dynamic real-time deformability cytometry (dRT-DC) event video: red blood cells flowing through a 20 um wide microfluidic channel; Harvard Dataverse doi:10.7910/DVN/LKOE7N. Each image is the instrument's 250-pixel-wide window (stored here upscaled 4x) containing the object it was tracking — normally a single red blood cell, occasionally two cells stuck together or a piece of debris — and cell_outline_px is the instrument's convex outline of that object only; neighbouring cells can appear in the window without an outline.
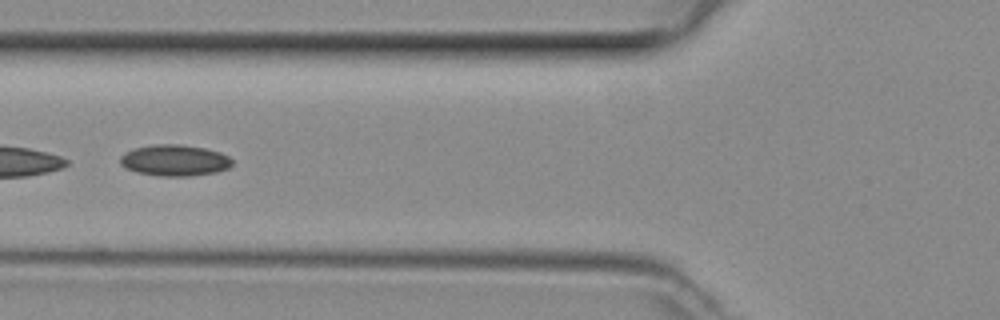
{"species": "common noctule bat (a hibernating species)", "species_latin": "Nyctalus noctula", "temperature_condition": "room temperature", "stored_images_in_passage": 30, "camera_frame_rate_fps": 3000, "um_per_image_px": 0.085, "animal": {"sex": "female", "body_mass_g": 29.2, "forearm_length_mm": 56.3}, "frame": {"image": 1, "passage_image": 5, "time_ms": 1.333, "image_size_px": [1000, 320], "cell_outline_px": [[232, 164], [228, 168], [216, 172], [192, 176], [160, 176], [136, 172], [124, 168], [120, 164], [120, 156], [124, 152], [136, 148], [160, 144], [180, 144], [204, 148], [220, 152], [228, 156], [232, 160]], "centroid_in_image_um": [14.83, 13.64], "position_along_channel_um": 111.0, "area_um2": 20.4}}